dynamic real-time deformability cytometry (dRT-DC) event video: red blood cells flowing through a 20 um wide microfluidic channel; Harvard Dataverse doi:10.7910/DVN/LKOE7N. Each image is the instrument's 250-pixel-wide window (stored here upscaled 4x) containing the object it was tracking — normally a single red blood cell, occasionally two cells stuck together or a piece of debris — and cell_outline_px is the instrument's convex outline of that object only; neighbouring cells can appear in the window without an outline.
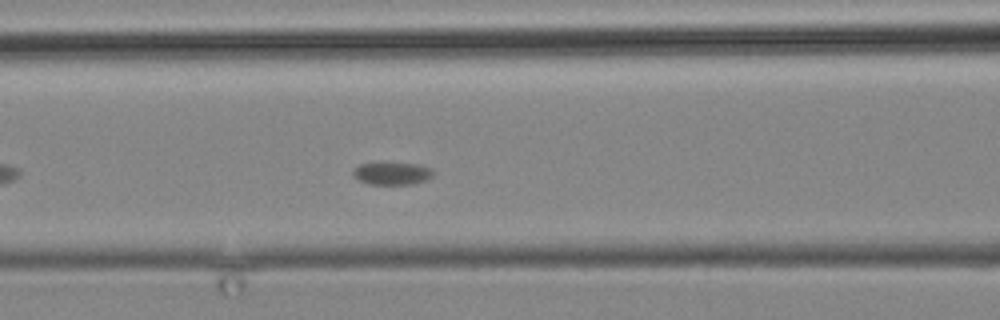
{"species": "common noctule bat (a hibernating species)", "species_latin": "Nyctalus noctula", "temperature_condition": "cold", "stored_images_in_passage": 3, "camera_frame_rate_fps": 3000, "um_per_image_px": 0.085, "animal": {"sex": "male", "body_mass_g": 19.2, "forearm_length_mm": 51.8}, "frame": {"image": 1, "passage_image": 3, "time_ms": 2.333, "image_size_px": [1000, 320], "cell_outline_px": [[432, 176], [424, 180], [412, 184], [368, 184], [352, 176], [352, 168], [360, 164], [420, 164], [432, 168]], "centroid_in_image_um": [33.29, 14.75], "position_along_channel_um": 133.3, "area_um2": 10.29}}